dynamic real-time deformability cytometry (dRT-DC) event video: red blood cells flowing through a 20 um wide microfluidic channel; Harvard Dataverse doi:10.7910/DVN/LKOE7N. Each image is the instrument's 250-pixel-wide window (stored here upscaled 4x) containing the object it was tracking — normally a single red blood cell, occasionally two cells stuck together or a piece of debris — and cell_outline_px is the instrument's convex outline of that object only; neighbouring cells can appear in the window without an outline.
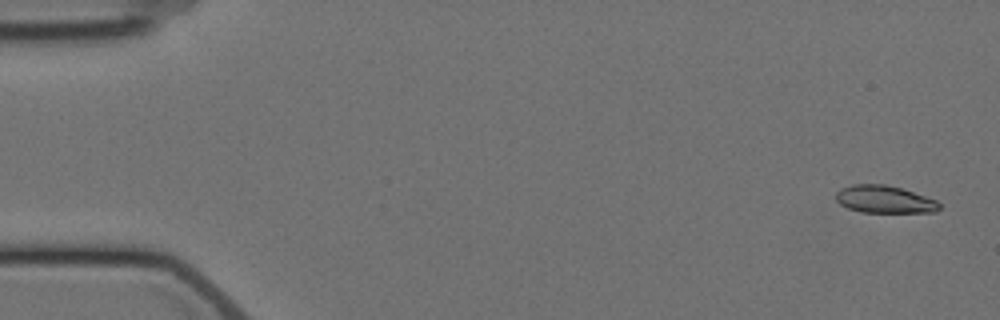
{"species": "Egyptian fruit bat (a non-hibernating species)", "species_latin": "Rousettus aegyptiacus", "temperature_condition": "cold", "stored_images_in_passage": 5, "camera_frame_rate_fps": 3000, "um_per_image_px": 0.085, "animal": {"sex": "female"}, "frame": {"image": 1, "passage_image": 1, "time_ms": 0.0, "image_size_px": [1000, 320], "cell_outline_px": [[940, 208], [936, 212], [860, 212], [848, 208], [840, 204], [836, 200], [836, 192], [840, 188], [852, 184], [884, 184], [900, 188], [936, 200], [940, 204]], "centroid_in_image_um": [75.14, 16.94], "position_along_channel_um": 9.9, "area_um2": 16.47}}
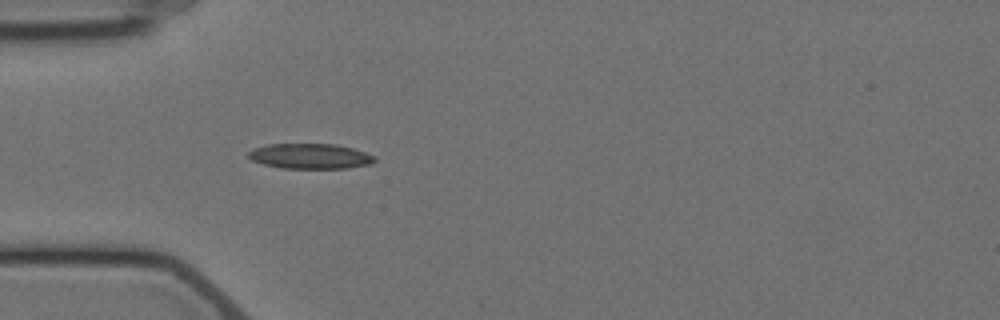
{"frame": {"image": 2, "passage_image": 5, "time_ms": 5.0, "image_size_px": [1000, 320], "cell_outline_px": [[376, 160], [372, 164], [348, 168], [284, 168], [264, 164], [252, 160], [248, 156], [248, 152], [252, 148], [268, 144], [336, 144], [352, 148], [376, 156]], "centroid_in_image_um": [26.38, 13.27], "position_along_channel_um": 58.6, "area_um2": 18.55}}